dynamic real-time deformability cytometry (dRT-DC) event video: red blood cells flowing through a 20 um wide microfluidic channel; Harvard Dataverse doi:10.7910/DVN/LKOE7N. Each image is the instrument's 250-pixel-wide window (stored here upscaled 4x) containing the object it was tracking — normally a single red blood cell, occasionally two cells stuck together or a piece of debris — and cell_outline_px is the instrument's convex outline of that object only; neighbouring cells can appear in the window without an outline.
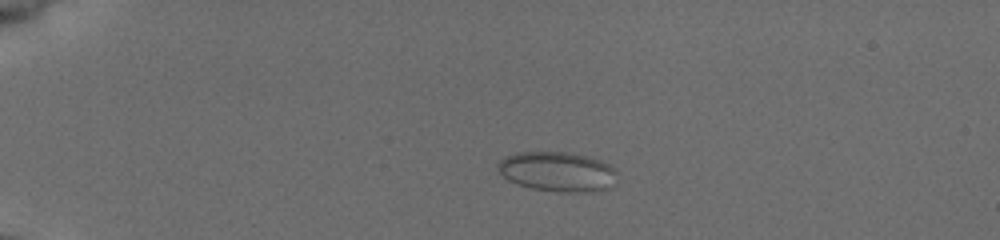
{"species": "common noctule bat (a hibernating species)", "species_latin": "Nyctalus noctula", "temperature_condition": "cold", "stored_images_in_passage": 57, "camera_frame_rate_fps": 3000, "um_per_image_px": 0.085, "animal": {"sex": "female", "body_mass_g": 19.5, "forearm_length_mm": 54.1}, "frame": {"image": 1, "passage_image": 14, "time_ms": 4.333, "image_size_px": [1000, 240], "cell_outline_px": [[616, 172], [608, 188], [592, 192], [556, 192], [532, 188], [516, 184], [508, 180], [496, 168], [496, 164], [504, 156], [516, 152], [568, 152], [588, 156], [600, 160], [616, 168]], "centroid_in_image_um": [47.33, 14.58], "position_along_channel_um": 37.7, "area_um2": 27.74}}
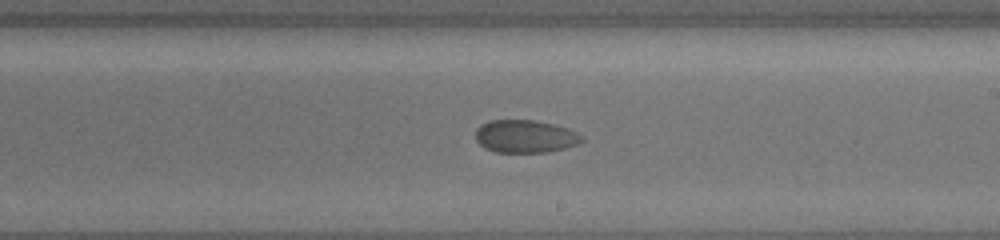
{"frame": {"image": 2, "passage_image": 36, "time_ms": 11.667, "image_size_px": [1000, 240], "cell_outline_px": [[584, 140], [580, 144], [548, 152], [496, 152], [484, 148], [476, 140], [476, 128], [480, 124], [492, 120], [536, 120], [568, 128], [584, 136]], "centroid_in_image_um": [44.66, 11.59], "position_along_channel_um": 244.3, "area_um2": 20.46}}
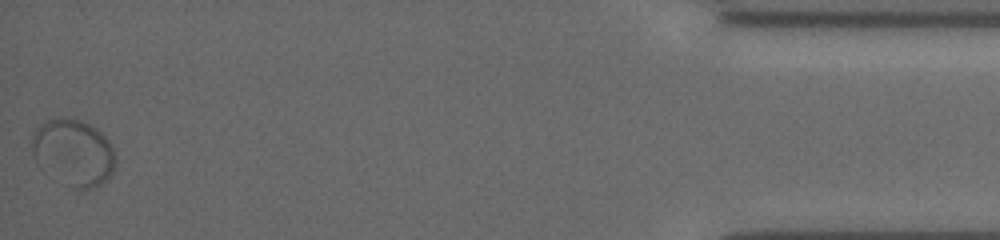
{"frame": {"image": 3, "passage_image": 57, "time_ms": 18.667, "image_size_px": [1000, 240], "cell_outline_px": [[116, 164], [112, 172], [100, 184], [80, 192], [72, 188], [44, 172], [36, 164], [32, 152], [32, 132], [44, 120], [60, 116], [68, 116], [80, 120], [96, 128], [108, 140], [112, 148], [116, 160]], "centroid_in_image_um": [6.19, 12.95], "position_along_channel_um": 429.0, "area_um2": 33.06}, "authors_computed_cell_mechanics": {"area_um2": 24.276, "velocity_mm_per_s": 3.7106, "shape_relaxation_time_tau1_ms": null, "shape_relaxation_time_tau2_ms": 0.9319, "deformation_change_tau1": null, "deformation_change_tau2": 0.0397}}